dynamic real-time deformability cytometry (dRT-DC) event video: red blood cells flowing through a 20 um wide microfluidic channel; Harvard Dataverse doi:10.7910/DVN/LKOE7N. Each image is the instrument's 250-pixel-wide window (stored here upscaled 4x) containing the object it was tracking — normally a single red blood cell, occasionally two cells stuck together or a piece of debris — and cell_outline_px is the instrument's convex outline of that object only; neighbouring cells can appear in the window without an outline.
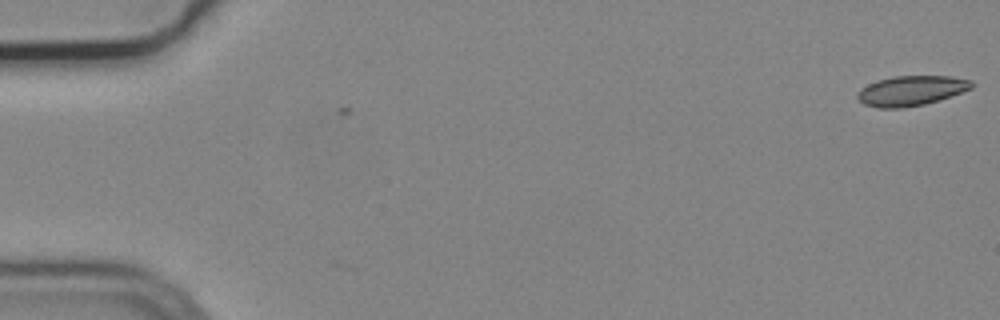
{"species": "common noctule bat (a hibernating species)", "species_latin": "Nyctalus noctula", "temperature_condition": "cold", "stored_images_in_passage": 2, "camera_frame_rate_fps": 3000, "um_per_image_px": 0.085, "animal": {"sex": "male", "body_mass_g": 19.2, "forearm_length_mm": 51.8}, "frame": {"image": 1, "passage_image": 2, "time_ms": 0.333, "image_size_px": [1000, 320], "cell_outline_px": [[976, 84], [972, 88], [940, 100], [924, 104], [900, 108], [880, 108], [864, 104], [856, 96], [860, 88], [876, 80], [892, 76], [948, 76], [972, 80]], "centroid_in_image_um": [77.46, 7.7], "position_along_channel_um": 7.5, "area_um2": 20.0}}